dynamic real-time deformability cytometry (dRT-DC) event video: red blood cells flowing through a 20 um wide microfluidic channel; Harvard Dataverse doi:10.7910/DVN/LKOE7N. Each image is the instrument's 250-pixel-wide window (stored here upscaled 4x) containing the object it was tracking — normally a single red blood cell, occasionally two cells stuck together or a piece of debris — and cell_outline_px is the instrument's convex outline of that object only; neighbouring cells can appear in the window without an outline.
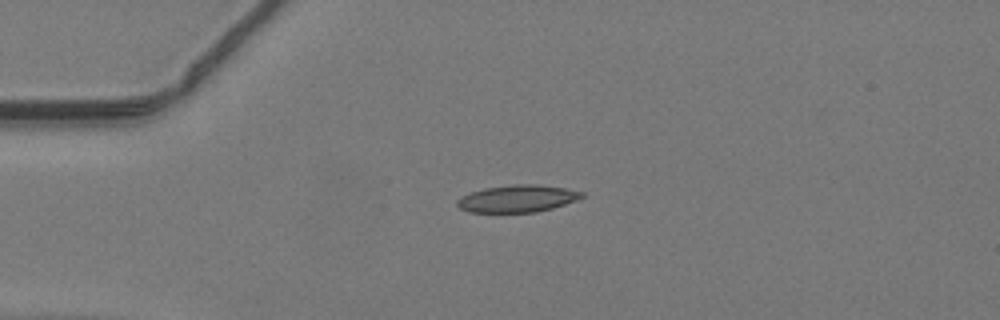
{"species": "common noctule bat (a hibernating species)", "species_latin": "Nyctalus noctula", "temperature_condition": "warm", "stored_images_in_passage": 31, "camera_frame_rate_fps": 3000, "um_per_image_px": 0.085, "animal": {"sex": "male", "body_mass_g": 19.2, "forearm_length_mm": 51.8}, "frame": {"image": 1, "passage_image": 1, "time_ms": 0.0, "image_size_px": [1000, 320], "cell_outline_px": [[584, 196], [576, 200], [552, 208], [536, 212], [468, 212], [460, 208], [456, 204], [456, 200], [460, 196], [484, 188], [512, 184], [540, 184], [564, 188], [584, 192]], "centroid_in_image_um": [43.96, 16.87], "position_along_channel_um": 41.0, "area_um2": 19.77}}
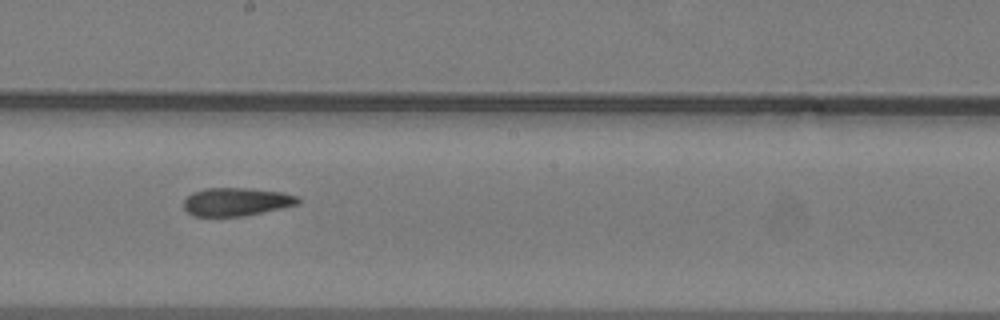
{"frame": {"image": 2, "passage_image": 16, "time_ms": 5.0, "image_size_px": [1000, 320], "cell_outline_px": [[300, 204], [244, 216], [192, 216], [184, 208], [184, 200], [192, 192], [204, 188], [252, 188], [280, 192], [296, 196], [300, 200]], "centroid_in_image_um": [20.07, 17.15], "position_along_channel_um": 228.1, "area_um2": 18.79}}
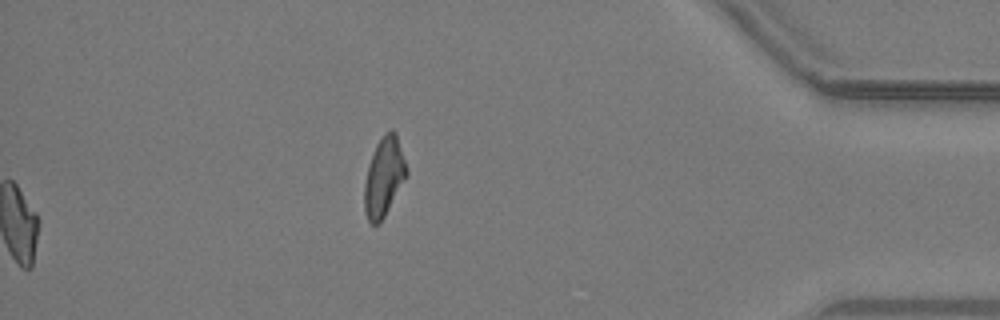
{"frame": {"image": 3, "passage_image": 31, "time_ms": 10.0, "image_size_px": [1000, 320], "cell_outline_px": [[408, 176], [380, 224], [372, 224], [368, 220], [364, 212], [364, 184], [368, 164], [376, 144], [384, 132], [392, 128], [396, 132], [408, 168]], "centroid_in_image_um": [32.65, 15.02], "position_along_channel_um": 402.6, "area_um2": 19.88}}